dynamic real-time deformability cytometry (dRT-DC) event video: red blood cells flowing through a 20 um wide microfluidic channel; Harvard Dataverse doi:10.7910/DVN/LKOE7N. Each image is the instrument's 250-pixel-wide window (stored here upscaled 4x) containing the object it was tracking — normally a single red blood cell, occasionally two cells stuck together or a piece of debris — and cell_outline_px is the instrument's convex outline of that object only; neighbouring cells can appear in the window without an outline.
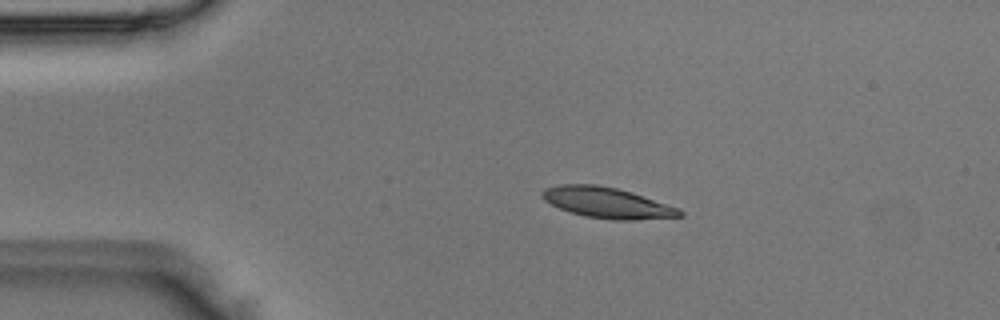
{"species": "Egyptian fruit bat (a non-hibernating species)", "species_latin": "Rousettus aegyptiacus", "temperature_condition": "room temperature", "stored_images_in_passage": 3, "camera_frame_rate_fps": 3000, "um_per_image_px": 0.085, "animal": {"sex": "male"}, "frame": {"image": 1, "passage_image": 2, "time_ms": 0.333, "image_size_px": [1000, 320], "cell_outline_px": [[684, 216], [632, 220], [616, 220], [584, 216], [560, 208], [544, 200], [540, 196], [540, 192], [544, 188], [560, 184], [596, 184], [616, 188], [632, 192], [680, 208], [684, 212]], "centroid_in_image_um": [51.61, 17.22], "position_along_channel_um": 33.4, "area_um2": 24.68}}